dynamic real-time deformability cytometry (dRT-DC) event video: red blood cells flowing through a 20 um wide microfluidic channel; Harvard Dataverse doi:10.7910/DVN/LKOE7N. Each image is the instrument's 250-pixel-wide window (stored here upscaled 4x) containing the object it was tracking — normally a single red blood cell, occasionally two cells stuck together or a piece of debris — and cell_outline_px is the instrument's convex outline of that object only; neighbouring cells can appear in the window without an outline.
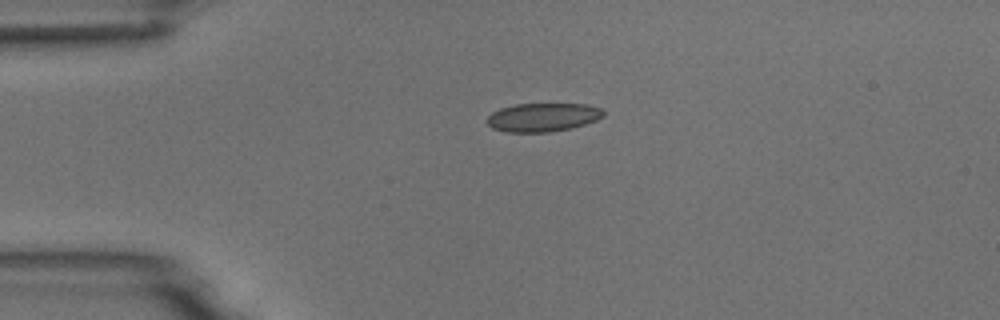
{"species": "common noctule bat (a hibernating species)", "species_latin": "Nyctalus noctula", "temperature_condition": "room temperature", "stored_images_in_passage": 3, "camera_frame_rate_fps": 3000, "um_per_image_px": 0.085, "animal": {"sex": "male", "body_mass_g": 18.8}, "frame": {"image": 1, "passage_image": 1, "time_ms": 0.0, "image_size_px": [1000, 320], "cell_outline_px": [[604, 116], [596, 120], [572, 128], [548, 132], [508, 132], [492, 128], [488, 124], [488, 116], [492, 112], [500, 108], [516, 104], [588, 104], [600, 108], [604, 112]], "centroid_in_image_um": [46.15, 9.96], "position_along_channel_um": 38.9, "area_um2": 19.31}}